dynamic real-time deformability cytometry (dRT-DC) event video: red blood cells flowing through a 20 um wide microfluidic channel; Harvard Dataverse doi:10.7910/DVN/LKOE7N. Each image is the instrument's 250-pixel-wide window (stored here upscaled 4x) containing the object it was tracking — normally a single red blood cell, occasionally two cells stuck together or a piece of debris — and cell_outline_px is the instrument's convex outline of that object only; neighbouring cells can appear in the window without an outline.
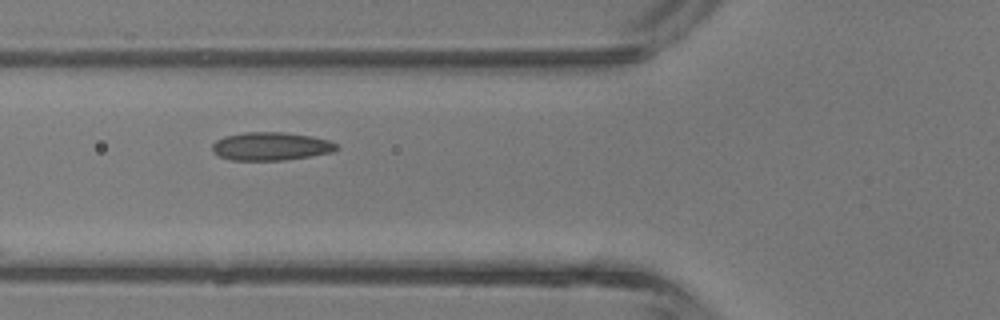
{"species": "common noctule bat (a hibernating species)", "species_latin": "Nyctalus noctula", "temperature_condition": "room temperature", "stored_images_in_passage": 4, "camera_frame_rate_fps": 3000, "um_per_image_px": 0.085, "animal": {"sex": "male", "body_mass_g": 13.3}, "frame": {"image": 1, "passage_image": 3, "time_ms": 2.333, "image_size_px": [1000, 320], "cell_outline_px": [[340, 148], [332, 152], [312, 156], [284, 160], [232, 160], [220, 156], [212, 152], [212, 144], [216, 140], [224, 136], [244, 132], [284, 132], [312, 136], [328, 140], [336, 144]], "centroid_in_image_um": [23.02, 12.43], "position_along_channel_um": 102.8, "area_um2": 20.52}}
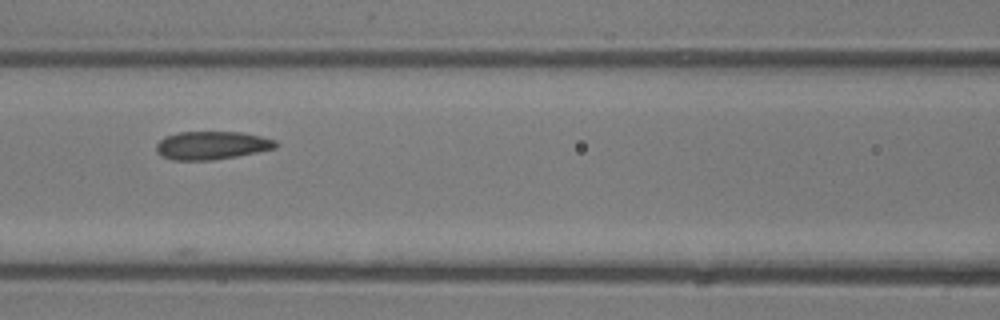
{"frame": {"image": 2, "passage_image": 4, "time_ms": 3.333, "image_size_px": [1000, 320], "cell_outline_px": [[276, 148], [236, 156], [212, 160], [172, 160], [160, 156], [156, 152], [156, 144], [164, 136], [180, 132], [240, 132], [260, 136], [276, 140]], "centroid_in_image_um": [17.94, 12.36], "position_along_channel_um": 148.7, "area_um2": 19.59}}